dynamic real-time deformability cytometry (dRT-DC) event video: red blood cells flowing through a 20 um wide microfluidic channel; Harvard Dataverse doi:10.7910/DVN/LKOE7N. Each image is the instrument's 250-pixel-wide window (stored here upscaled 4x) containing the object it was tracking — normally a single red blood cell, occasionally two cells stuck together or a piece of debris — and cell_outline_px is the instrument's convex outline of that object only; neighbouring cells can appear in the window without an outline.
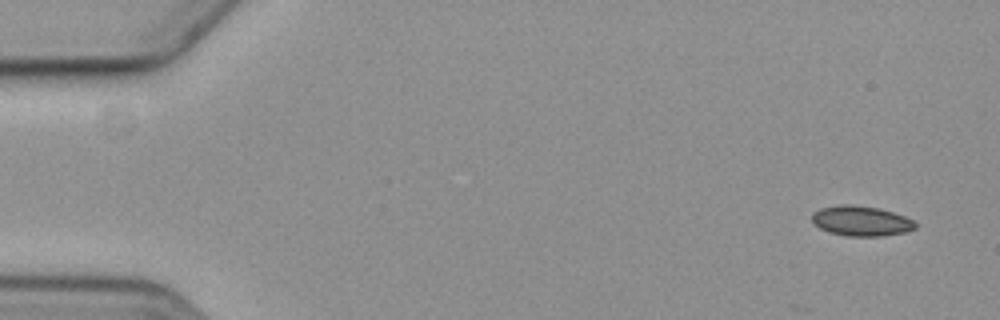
{"species": "common noctule bat (a hibernating species)", "species_latin": "Nyctalus noctula", "temperature_condition": "cold", "stored_images_in_passage": 6, "camera_frame_rate_fps": 3000, "um_per_image_px": 0.085, "animal": {"sex": "female", "body_mass_g": 19.3, "forearm_length_mm": 54.1}, "frame": {"image": 1, "passage_image": 1, "time_ms": 0.0, "image_size_px": [1000, 320], "cell_outline_px": [[916, 228], [904, 232], [884, 236], [844, 236], [828, 232], [820, 228], [812, 220], [812, 212], [820, 208], [840, 204], [848, 204], [876, 208], [892, 212], [904, 216], [912, 220], [916, 224]], "centroid_in_image_um": [73.16, 18.79], "position_along_channel_um": 11.8, "area_um2": 18.03}}
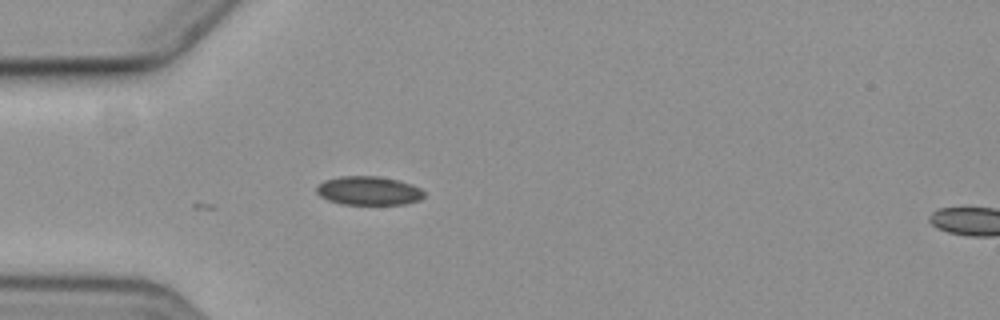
{"frame": {"image": 2, "passage_image": 5, "time_ms": 4.667, "image_size_px": [1000, 320], "cell_outline_px": [[424, 196], [420, 200], [404, 204], [340, 204], [328, 200], [320, 196], [316, 192], [316, 188], [324, 180], [340, 176], [376, 176], [400, 180], [412, 184], [420, 188], [424, 192]], "centroid_in_image_um": [31.34, 16.21], "position_along_channel_um": 53.7, "area_um2": 18.09}}